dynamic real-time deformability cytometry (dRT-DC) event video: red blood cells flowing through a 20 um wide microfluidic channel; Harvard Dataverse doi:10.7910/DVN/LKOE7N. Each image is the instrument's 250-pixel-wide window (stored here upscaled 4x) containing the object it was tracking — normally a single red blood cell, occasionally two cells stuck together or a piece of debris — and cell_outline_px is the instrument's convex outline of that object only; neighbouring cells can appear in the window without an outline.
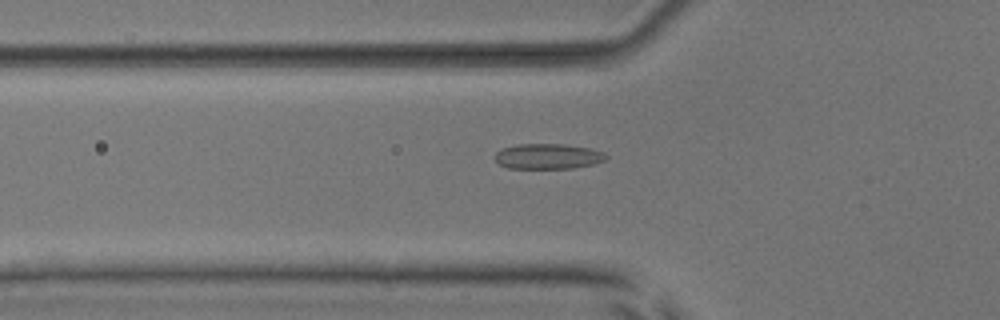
{"species": "common noctule bat (a hibernating species)", "species_latin": "Nyctalus noctula", "temperature_condition": "room temperature", "stored_images_in_passage": 34, "camera_frame_rate_fps": 3000, "um_per_image_px": 0.085, "animal": {"sex": "male", "body_mass_g": 17.9, "forearm_length_mm": 54.2}, "frame": {"image": 1, "passage_image": 6, "time_ms": 1.667, "image_size_px": [1000, 320], "cell_outline_px": [[608, 156], [604, 160], [592, 164], [572, 168], [508, 168], [500, 164], [496, 160], [496, 152], [500, 148], [516, 144], [564, 144], [588, 148], [604, 152]], "centroid_in_image_um": [46.55, 13.28], "position_along_channel_um": 79.2, "area_um2": 16.3}}
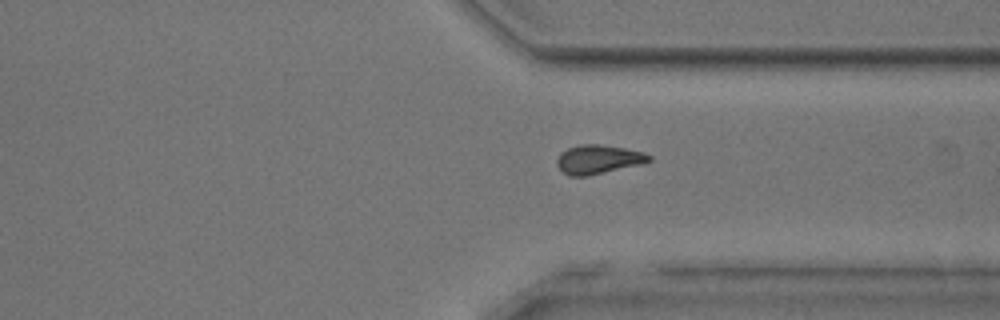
{"frame": {"image": 2, "passage_image": 28, "time_ms": 9.0, "image_size_px": [1000, 320], "cell_outline_px": [[652, 160], [640, 164], [588, 176], [568, 176], [560, 172], [556, 164], [556, 160], [560, 152], [568, 148], [580, 144], [600, 144], [624, 148], [644, 152], [652, 156]], "centroid_in_image_um": [50.8, 13.55], "position_along_channel_um": 360.6, "area_um2": 15.72}}
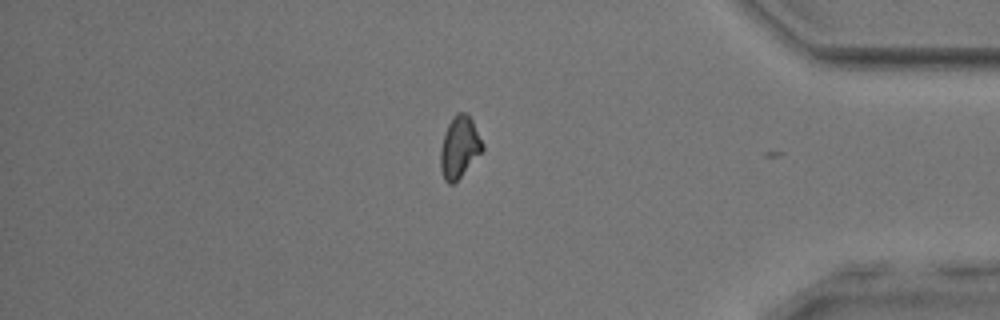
{"frame": {"image": 3, "passage_image": 33, "time_ms": 10.667, "image_size_px": [1000, 320], "cell_outline_px": [[484, 148], [460, 176], [452, 184], [448, 184], [444, 180], [440, 168], [440, 148], [444, 132], [452, 116], [456, 112], [464, 112], [472, 120], [484, 144]], "centroid_in_image_um": [39.02, 12.48], "position_along_channel_um": 396.2, "area_um2": 14.97}, "authors_computed_cell_mechanics": {"area_um2": 15.5193, "velocity_mm_per_s": 3.8246, "shape_relaxation_time_tau1_ms": 9.3147, "shape_relaxation_time_tau2_ms": 1.7633, "deformation_change_tau1": 0.1526, "deformation_change_tau2": 0.0596}}